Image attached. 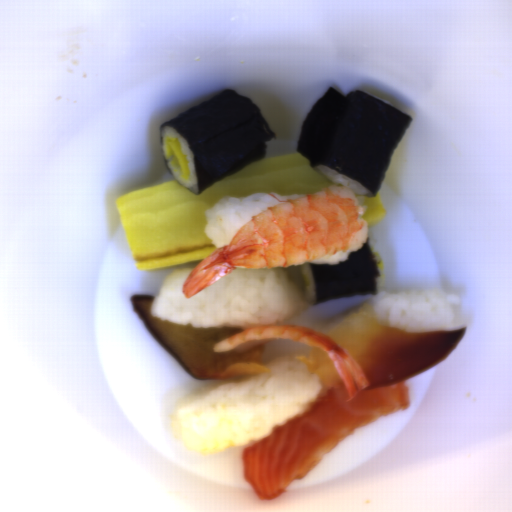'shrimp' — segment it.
I'll return each mask as SVG.
<instances>
[{"label":"shrimp","mask_w":512,"mask_h":512,"mask_svg":"<svg viewBox=\"0 0 512 512\" xmlns=\"http://www.w3.org/2000/svg\"><path fill=\"white\" fill-rule=\"evenodd\" d=\"M364 211L348 186L335 183L269 206L252 216L228 245L197 264L182 293L191 298L240 269L287 268L359 251L368 241Z\"/></svg>","instance_id":"a79e029a"},{"label":"shrimp","mask_w":512,"mask_h":512,"mask_svg":"<svg viewBox=\"0 0 512 512\" xmlns=\"http://www.w3.org/2000/svg\"><path fill=\"white\" fill-rule=\"evenodd\" d=\"M267 341H297L324 350L344 383L348 402L368 385L367 377L347 351L321 330L315 328L283 325L280 322L247 327L215 344L213 351L214 353L236 352L239 355Z\"/></svg>","instance_id":"fd3e3c34"}]
</instances>
